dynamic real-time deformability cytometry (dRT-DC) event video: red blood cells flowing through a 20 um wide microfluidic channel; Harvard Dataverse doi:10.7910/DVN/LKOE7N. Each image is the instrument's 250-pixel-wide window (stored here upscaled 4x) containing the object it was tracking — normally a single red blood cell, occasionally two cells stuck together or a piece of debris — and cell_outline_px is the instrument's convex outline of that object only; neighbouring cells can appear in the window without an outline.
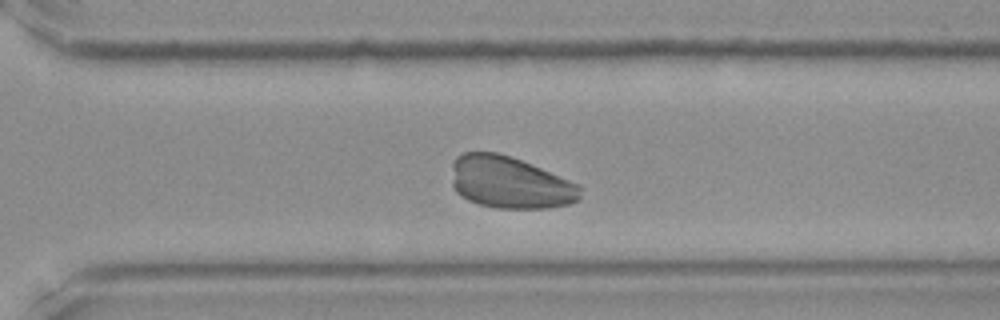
{"species": "Egyptian fruit bat (a non-hibernating species)", "species_latin": "Rousettus aegyptiacus", "temperature_condition": "room temperature", "stored_images_in_passage": 37, "camera_frame_rate_fps": 3000, "um_per_image_px": 0.085, "frame": {"image": 1, "passage_image": 25, "time_ms": 8.0, "image_size_px": [1000, 320], "cell_outline_px": [[580, 200], [568, 204], [548, 208], [496, 208], [480, 204], [468, 200], [460, 196], [456, 192], [452, 184], [452, 164], [456, 156], [464, 152], [496, 152], [512, 156], [532, 164], [580, 184]], "centroid_in_image_um": [43.33, 15.5], "position_along_channel_um": 327.3, "area_um2": 39.3}}